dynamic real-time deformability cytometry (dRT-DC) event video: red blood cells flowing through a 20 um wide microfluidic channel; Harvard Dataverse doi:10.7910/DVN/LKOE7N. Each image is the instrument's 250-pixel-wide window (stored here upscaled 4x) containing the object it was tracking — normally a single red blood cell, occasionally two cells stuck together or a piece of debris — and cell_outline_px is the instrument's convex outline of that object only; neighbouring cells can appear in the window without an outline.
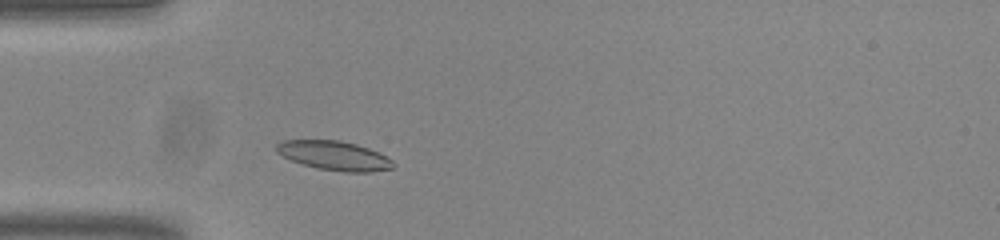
{"species": "common noctule bat (a hibernating species)", "species_latin": "Nyctalus noctula", "temperature_condition": "room temperature", "stored_images_in_passage": 44, "camera_frame_rate_fps": 3000, "um_per_image_px": 0.085, "animal": {"sex": "male", "body_mass_g": 20.0, "forearm_length_mm": 53.3}, "frame": {"image": 1, "passage_image": 6, "time_ms": 1.667, "image_size_px": [1000, 240], "cell_outline_px": [[396, 164], [392, 168], [372, 172], [344, 172], [316, 168], [292, 160], [276, 152], [276, 144], [284, 140], [340, 140], [356, 144], [380, 152], [392, 160]], "centroid_in_image_um": [28.45, 13.23], "position_along_channel_um": 56.6, "area_um2": 19.88}}
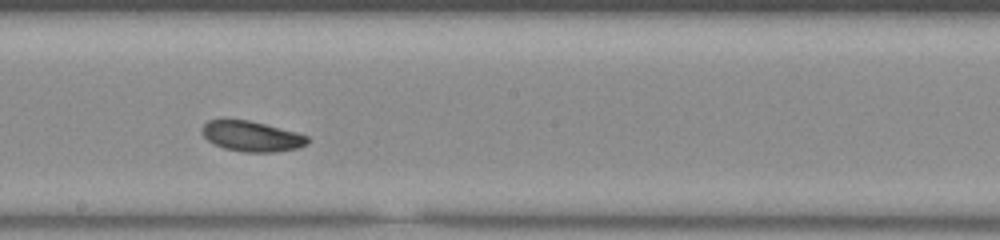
{"frame": {"image": 2, "passage_image": 20, "time_ms": 6.333, "image_size_px": [1000, 240], "cell_outline_px": [[308, 144], [296, 148], [276, 152], [244, 152], [224, 148], [212, 144], [204, 136], [200, 128], [208, 120], [248, 120], [296, 132], [308, 136]], "centroid_in_image_um": [21.37, 11.59], "position_along_channel_um": 226.8, "area_um2": 18.55}}
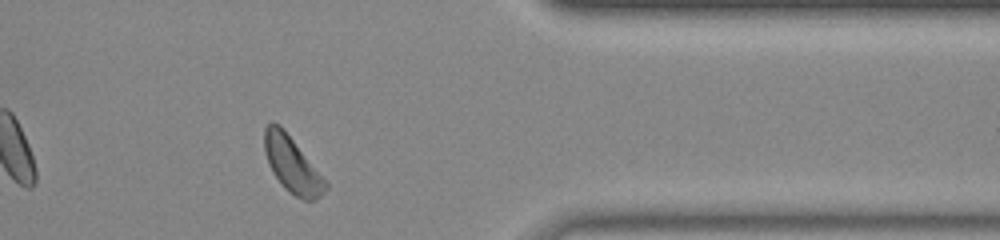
{"frame": {"image": 3, "passage_image": 34, "time_ms": 11.0, "image_size_px": [1000, 240], "cell_outline_px": [[328, 188], [316, 200], [304, 200], [288, 192], [272, 172], [268, 164], [264, 152], [264, 128], [272, 120], [280, 124], [284, 128], [328, 184]], "centroid_in_image_um": [24.8, 13.97], "position_along_channel_um": 386.6, "area_um2": 19.83}, "authors_computed_cell_mechanics": {"area_um2": 19.1896, "velocity_mm_per_s": 3.7724, "shape_relaxation_time_tau1_ms": 3.6411, "shape_relaxation_time_tau2_ms": 4.4914, "deformation_change_tau1": 0.0906, "deformation_change_tau2": 0.0873}}